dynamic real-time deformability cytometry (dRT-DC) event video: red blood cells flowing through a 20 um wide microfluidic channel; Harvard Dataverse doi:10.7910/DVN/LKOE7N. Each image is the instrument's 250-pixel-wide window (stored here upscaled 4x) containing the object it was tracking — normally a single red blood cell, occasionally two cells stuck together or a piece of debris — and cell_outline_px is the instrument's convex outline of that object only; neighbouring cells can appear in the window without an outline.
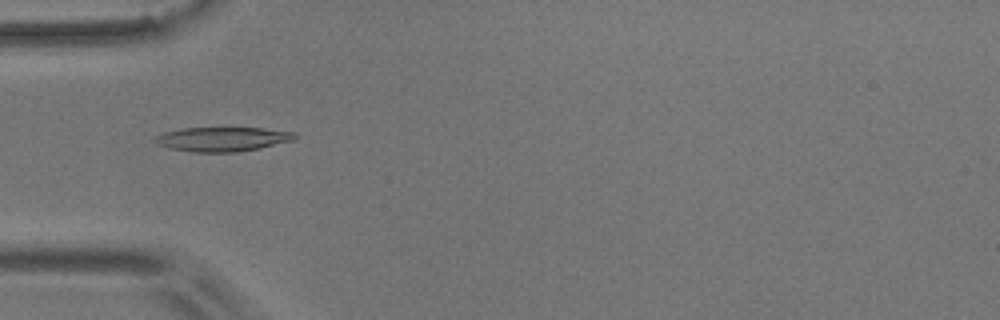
{"species": "common noctule bat (a hibernating species)", "species_latin": "Nyctalus noctula", "temperature_condition": "room temperature", "stored_images_in_passage": 54, "camera_frame_rate_fps": 3000, "um_per_image_px": 0.085, "animal": {"sex": "male", "body_mass_g": 17.9}, "frame": {"image": 1, "passage_image": 16, "time_ms": 5.0, "image_size_px": [1000, 320], "cell_outline_px": [[296, 140], [260, 148], [236, 152], [192, 152], [168, 148], [156, 144], [152, 140], [156, 136], [164, 132], [184, 128], [264, 128], [296, 132]], "centroid_in_image_um": [18.92, 11.83], "position_along_channel_um": 66.1, "area_um2": 20.0}}
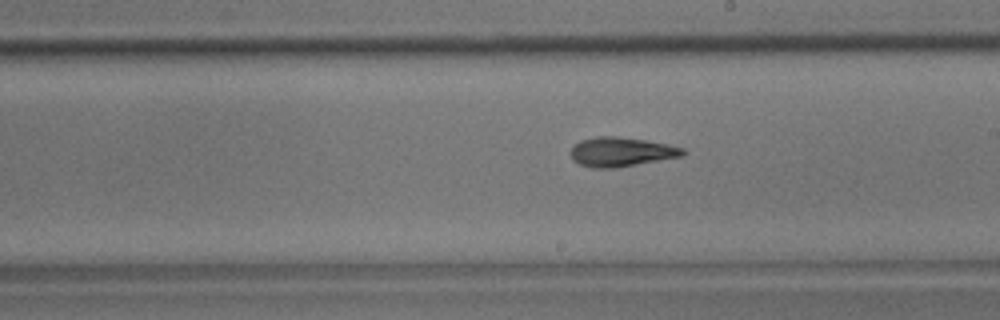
{"frame": {"image": 2, "passage_image": 30, "time_ms": 9.667, "image_size_px": [1000, 320], "cell_outline_px": [[688, 152], [684, 156], [612, 168], [592, 168], [580, 164], [572, 160], [568, 152], [580, 140], [596, 136], [616, 136], [644, 140], [668, 144], [684, 148]], "centroid_in_image_um": [52.79, 12.9], "position_along_channel_um": 236.2, "area_um2": 19.25}}
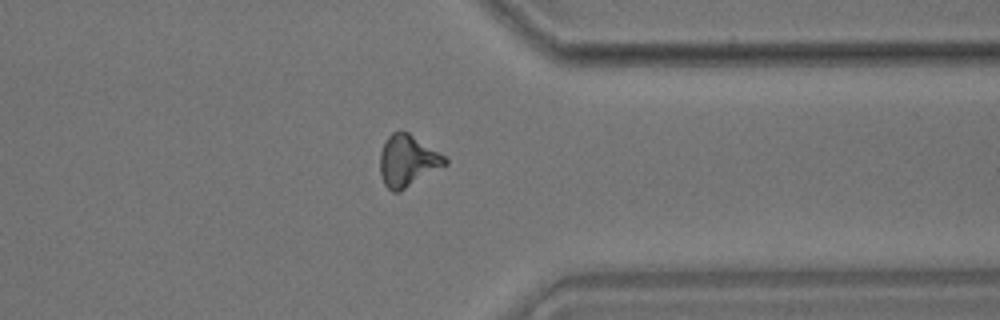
{"frame": {"image": 3, "passage_image": 42, "time_ms": 13.667, "image_size_px": [1000, 320], "cell_outline_px": [[448, 164], [400, 192], [392, 192], [384, 184], [380, 172], [380, 152], [384, 140], [392, 132], [400, 128], [408, 132], [444, 156], [448, 160]], "centroid_in_image_um": [34.62, 13.66], "position_along_channel_um": 376.8, "area_um2": 19.71}, "authors_computed_cell_mechanics": {"area_um2": 18.9295, "velocity_mm_per_s": 3.6462, "shape_relaxation_time_tau1_ms": 9.3685, "shape_relaxation_time_tau2_ms": 4.4091, "deformation_change_tau1": 0.2337, "deformation_change_tau2": 0.1337}}